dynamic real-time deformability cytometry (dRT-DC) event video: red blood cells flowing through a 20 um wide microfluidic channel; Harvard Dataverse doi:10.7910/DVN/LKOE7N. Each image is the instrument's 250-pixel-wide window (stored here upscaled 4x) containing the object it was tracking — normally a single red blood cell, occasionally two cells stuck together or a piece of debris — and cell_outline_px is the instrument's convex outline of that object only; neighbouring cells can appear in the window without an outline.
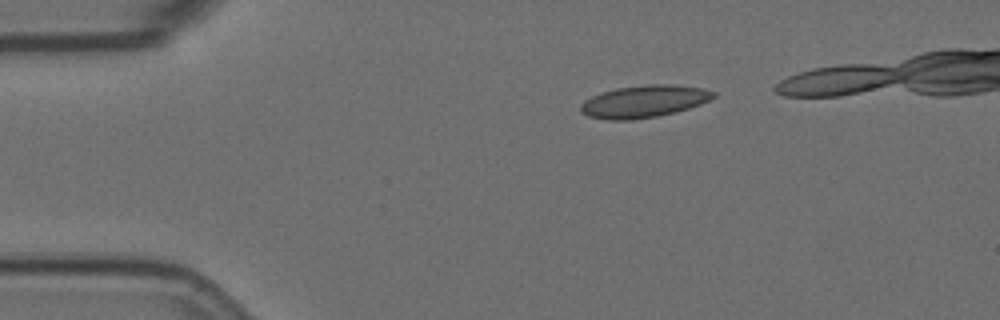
{"species": "Egyptian fruit bat (a non-hibernating species)", "species_latin": "Rousettus aegyptiacus", "temperature_condition": "room temperature", "stored_images_in_passage": 5, "segment_of_instrument_passage": [1, 2], "camera_frame_rate_fps": 3000, "um_per_image_px": 0.085, "animal": {"sex": "female"}, "frame": {"image": 1, "passage_image": 1, "time_ms": 0.0, "image_size_px": [1000, 320], "cell_outline_px": [[716, 96], [700, 104], [676, 112], [656, 116], [628, 120], [608, 120], [588, 116], [580, 112], [580, 104], [584, 100], [600, 92], [616, 88], [648, 84], [676, 84], [704, 88], [716, 92]], "centroid_in_image_um": [54.73, 8.61], "position_along_channel_um": 30.3, "area_um2": 25.09}}
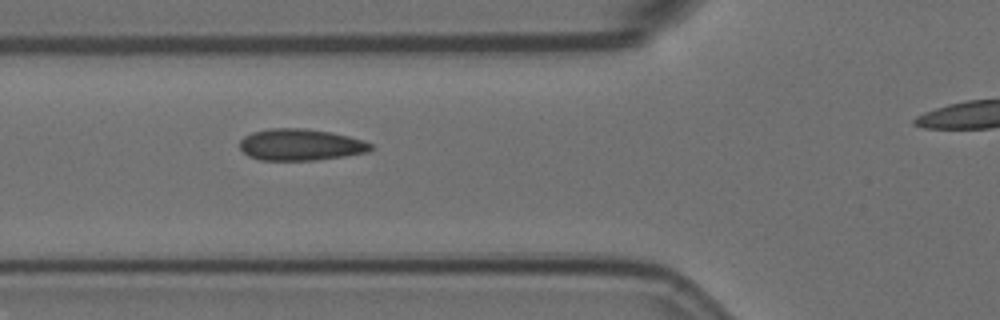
{"frame": {"image": 2, "passage_image": 4, "time_ms": 1.0, "image_size_px": [1000, 320], "cell_outline_px": [[372, 148], [368, 152], [344, 156], [316, 160], [260, 160], [248, 156], [240, 148], [240, 140], [244, 136], [252, 132], [272, 128], [304, 128], [332, 132], [364, 140], [372, 144]], "centroid_in_image_um": [25.54, 12.3], "position_along_channel_um": 100.3, "area_um2": 24.16}}